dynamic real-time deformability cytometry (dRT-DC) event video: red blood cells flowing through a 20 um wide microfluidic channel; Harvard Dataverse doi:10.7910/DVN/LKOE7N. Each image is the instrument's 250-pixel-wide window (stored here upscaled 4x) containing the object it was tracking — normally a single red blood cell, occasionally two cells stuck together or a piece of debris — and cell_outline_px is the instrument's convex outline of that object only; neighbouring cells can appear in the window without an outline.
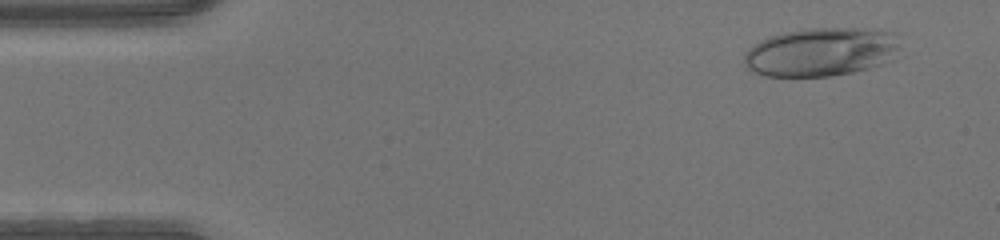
{"species": "human", "species_latin": "Homo sapiens", "temperature_condition": "warm", "stored_images_in_passage": 47, "camera_frame_rate_fps": 3000, "um_per_image_px": 0.085, "donor": {"sex": "male"}, "frame": {"image": 1, "passage_image": 4, "time_ms": 1.0, "image_size_px": [1000, 240], "cell_outline_px": [[904, 56], [896, 60], [868, 68], [852, 72], [832, 76], [764, 76], [752, 72], [744, 64], [744, 52], [748, 48], [760, 40], [772, 36], [788, 32], [808, 28], [860, 28], [900, 32]], "centroid_in_image_um": [69.96, 4.41], "position_along_channel_um": 15.0, "area_um2": 45.49}}
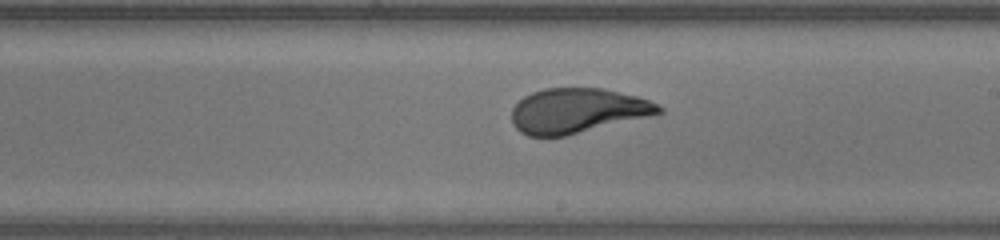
{"frame": {"image": 2, "passage_image": 27, "time_ms": 8.667, "image_size_px": [1000, 240], "cell_outline_px": [[664, 112], [648, 116], [564, 136], [528, 136], [520, 132], [512, 124], [512, 108], [524, 96], [532, 92], [544, 88], [604, 88], [636, 96], [648, 100], [664, 108]], "centroid_in_image_um": [49.05, 9.4], "position_along_channel_um": 240.0, "area_um2": 38.15}}
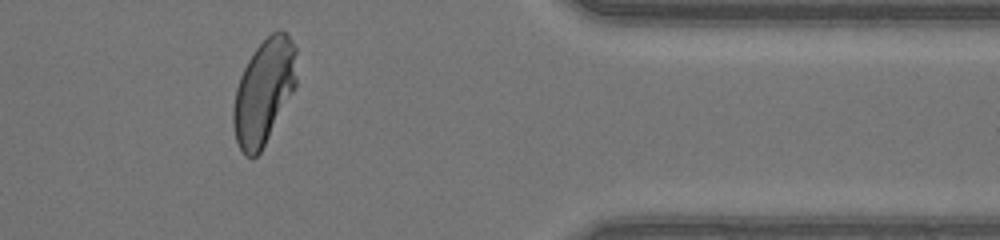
{"frame": {"image": 3, "passage_image": 39, "time_ms": 12.667, "image_size_px": [1000, 240], "cell_outline_px": [[296, 88], [260, 152], [252, 160], [244, 156], [236, 140], [232, 124], [232, 108], [236, 88], [240, 76], [248, 60], [256, 48], [272, 32], [284, 32], [292, 40], [296, 48]], "centroid_in_image_um": [22.42, 7.83], "position_along_channel_um": 389.0, "area_um2": 38.73}}